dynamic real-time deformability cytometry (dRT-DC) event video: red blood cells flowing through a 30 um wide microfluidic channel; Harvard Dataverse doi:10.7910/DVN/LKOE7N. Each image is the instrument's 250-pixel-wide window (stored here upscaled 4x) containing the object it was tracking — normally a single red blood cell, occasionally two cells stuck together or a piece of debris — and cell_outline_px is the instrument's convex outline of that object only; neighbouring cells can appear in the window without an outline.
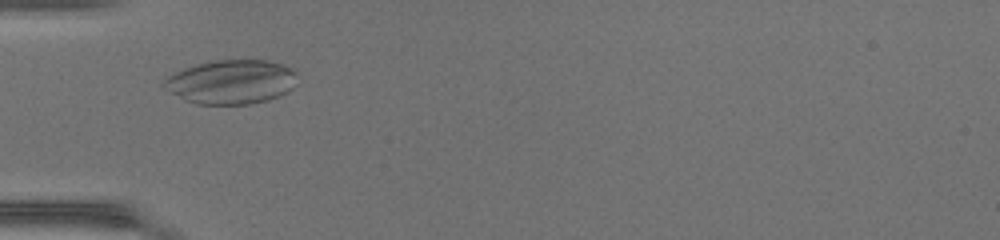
{"species": "common noctule bat (a hibernating species)", "species_latin": "Nyctalus noctula", "temperature_condition": "warm", "stored_images_in_passage": 21, "camera_frame_rate_fps": 3000, "um_per_image_px": 0.085, "animal": {"sex": "female", "body_mass_g": 17.0, "forearm_length_mm": 48.0}, "frame": {"image": 1, "passage_image": 4, "time_ms": 1.0, "image_size_px": [1000, 240], "cell_outline_px": [[296, 84], [288, 92], [268, 100], [248, 104], [196, 104], [184, 100], [168, 92], [160, 84], [172, 72], [196, 64], [216, 60], [268, 60], [292, 68], [296, 72]], "centroid_in_image_um": [19.62, 6.96], "position_along_channel_um": 65.4, "area_um2": 34.62}}
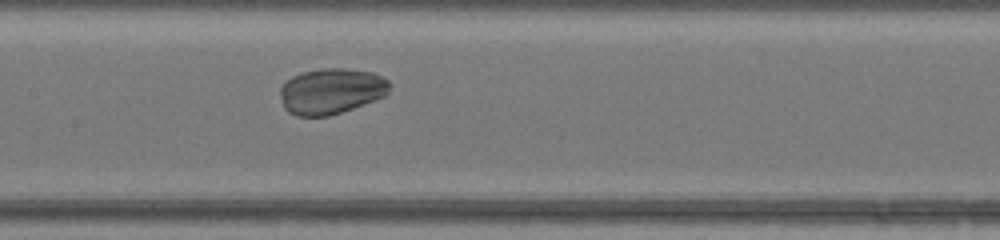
{"frame": {"image": 2, "passage_image": 12, "time_ms": 3.667, "image_size_px": [1000, 240], "cell_outline_px": [[392, 84], [388, 92], [384, 96], [352, 108], [328, 116], [296, 116], [288, 112], [284, 108], [280, 96], [280, 88], [292, 76], [304, 72], [320, 68], [344, 68], [372, 72], [388, 80]], "centroid_in_image_um": [28.14, 7.74], "position_along_channel_um": 179.3, "area_um2": 29.07}}
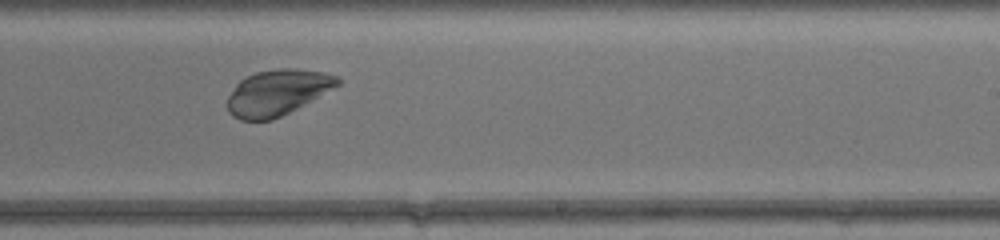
{"frame": {"image": 3, "passage_image": 18, "time_ms": 5.667, "image_size_px": [1000, 240], "cell_outline_px": [[340, 84], [296, 108], [272, 120], [240, 120], [232, 116], [228, 112], [228, 96], [236, 84], [240, 80], [256, 72], [276, 68], [300, 68], [324, 72], [336, 76], [340, 80]], "centroid_in_image_um": [23.55, 7.85], "position_along_channel_um": 265.4, "area_um2": 29.07}}